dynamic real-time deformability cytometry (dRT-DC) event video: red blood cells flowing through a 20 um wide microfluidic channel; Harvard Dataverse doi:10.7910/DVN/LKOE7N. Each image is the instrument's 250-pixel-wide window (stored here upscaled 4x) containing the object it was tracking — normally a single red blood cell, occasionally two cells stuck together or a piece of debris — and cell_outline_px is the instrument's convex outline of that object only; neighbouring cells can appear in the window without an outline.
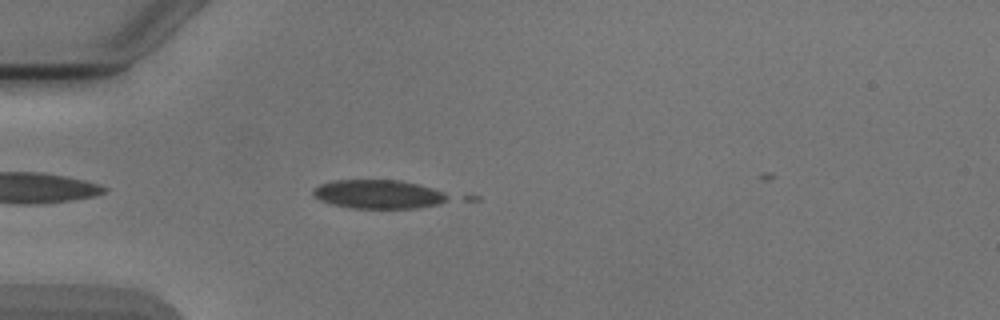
{"species": "Egyptian fruit bat (a non-hibernating species)", "species_latin": "Rousettus aegyptiacus", "temperature_condition": "cold", "stored_images_in_passage": 3, "camera_frame_rate_fps": 3000, "um_per_image_px": 0.085, "animal": {"sex": "male"}, "frame": {"image": 1, "passage_image": 2, "time_ms": 1.333, "image_size_px": [1000, 320], "cell_outline_px": [[452, 196], [448, 200], [440, 204], [416, 208], [352, 208], [332, 204], [320, 200], [312, 192], [312, 188], [320, 184], [336, 180], [400, 180], [420, 184], [444, 192]], "centroid_in_image_um": [32.21, 16.5], "position_along_channel_um": 52.8, "area_um2": 22.77}}